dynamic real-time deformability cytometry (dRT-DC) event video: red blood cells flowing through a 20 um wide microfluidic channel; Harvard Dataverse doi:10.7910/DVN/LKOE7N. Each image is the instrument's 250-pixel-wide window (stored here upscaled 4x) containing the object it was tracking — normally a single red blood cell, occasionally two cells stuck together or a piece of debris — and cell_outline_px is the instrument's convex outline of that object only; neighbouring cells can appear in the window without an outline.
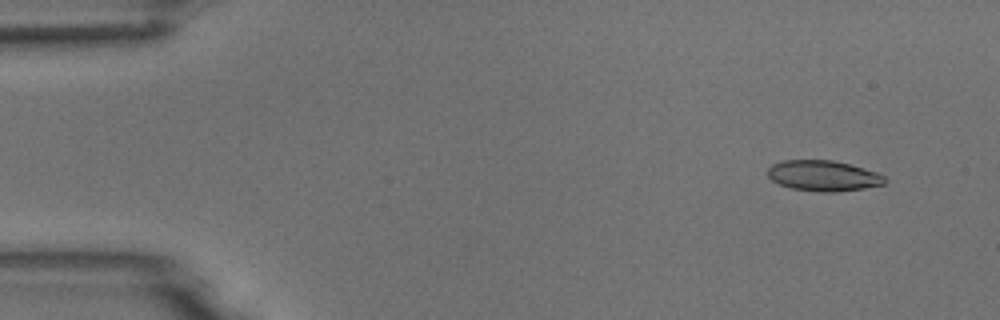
{"species": "common noctule bat (a hibernating species)", "species_latin": "Nyctalus noctula", "temperature_condition": "room temperature", "stored_images_in_passage": 4, "camera_frame_rate_fps": 3000, "um_per_image_px": 0.085, "animal": {"sex": "male", "body_mass_g": 18.8}, "frame": {"image": 1, "passage_image": 1, "time_ms": 0.0, "image_size_px": [1000, 320], "cell_outline_px": [[888, 180], [884, 184], [864, 188], [832, 192], [824, 192], [792, 188], [780, 184], [772, 180], [768, 176], [768, 168], [772, 164], [784, 160], [832, 160], [848, 164], [876, 172], [884, 176]], "centroid_in_image_um": [69.98, 14.93], "position_along_channel_um": 15.0, "area_um2": 20.63}}
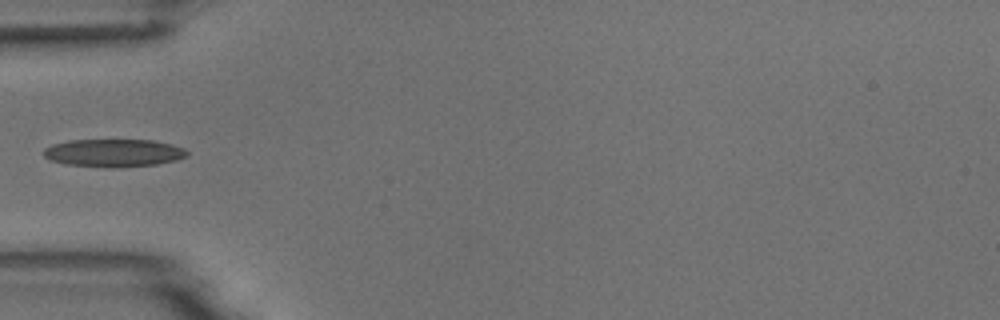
{"frame": {"image": 2, "passage_image": 4, "time_ms": 4.333, "image_size_px": [1000, 320], "cell_outline_px": [[188, 156], [176, 160], [156, 164], [112, 168], [108, 168], [64, 164], [52, 160], [44, 156], [44, 148], [52, 144], [68, 140], [152, 140], [172, 144], [184, 148], [188, 152]], "centroid_in_image_um": [9.66, 13.0], "position_along_channel_um": 75.3, "area_um2": 23.35}}